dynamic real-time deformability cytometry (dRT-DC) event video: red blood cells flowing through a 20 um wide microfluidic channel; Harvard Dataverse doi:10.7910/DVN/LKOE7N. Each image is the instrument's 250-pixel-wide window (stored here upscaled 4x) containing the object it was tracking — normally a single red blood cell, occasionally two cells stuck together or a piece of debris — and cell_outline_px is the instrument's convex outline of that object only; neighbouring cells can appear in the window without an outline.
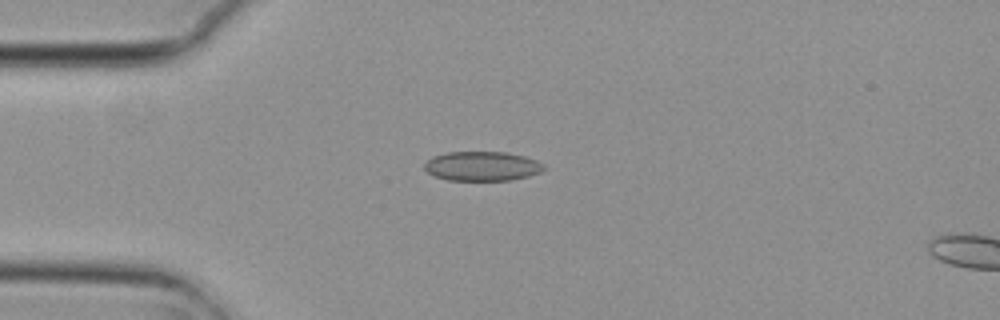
{"species": "common noctule bat (a hibernating species)", "species_latin": "Nyctalus noctula", "temperature_condition": "cold", "stored_images_in_passage": 4, "camera_frame_rate_fps": 3000, "um_per_image_px": 0.085, "animal": {"sex": "female", "body_mass_g": 29.2, "forearm_length_mm": 56.3}, "frame": {"image": 1, "passage_image": 3, "time_ms": 0.667, "image_size_px": [1000, 320], "cell_outline_px": [[548, 168], [540, 172], [528, 176], [512, 180], [448, 180], [432, 176], [424, 168], [424, 164], [432, 156], [448, 152], [504, 152], [524, 156], [536, 160], [544, 164]], "centroid_in_image_um": [40.98, 14.12], "position_along_channel_um": 44.0, "area_um2": 20.58}}